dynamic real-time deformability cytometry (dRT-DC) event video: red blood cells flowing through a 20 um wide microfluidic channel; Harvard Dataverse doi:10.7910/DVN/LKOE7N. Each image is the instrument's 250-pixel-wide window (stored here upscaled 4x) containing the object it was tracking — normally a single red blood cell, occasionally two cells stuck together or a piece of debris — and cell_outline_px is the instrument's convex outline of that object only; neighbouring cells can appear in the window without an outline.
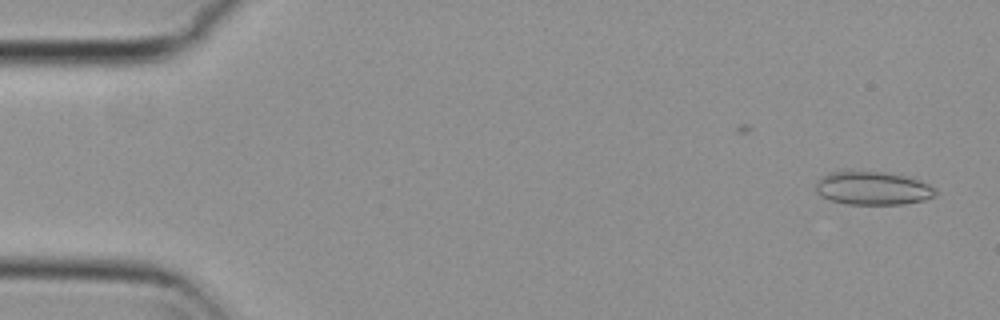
{"species": "common noctule bat (a hibernating species)", "species_latin": "Nyctalus noctula", "temperature_condition": "cold", "stored_images_in_passage": 38, "camera_frame_rate_fps": 3000, "um_per_image_px": 0.085, "animal": {"sex": "female", "body_mass_g": 29.2, "forearm_length_mm": 56.3}, "frame": {"image": 1, "passage_image": 2, "time_ms": 0.333, "image_size_px": [1000, 320], "cell_outline_px": [[936, 196], [924, 200], [904, 204], [844, 204], [820, 196], [816, 192], [816, 184], [820, 176], [840, 168], [848, 168], [884, 172], [904, 176], [928, 184], [936, 188]], "centroid_in_image_um": [74.1, 15.96], "position_along_channel_um": 10.9, "area_um2": 23.99}}
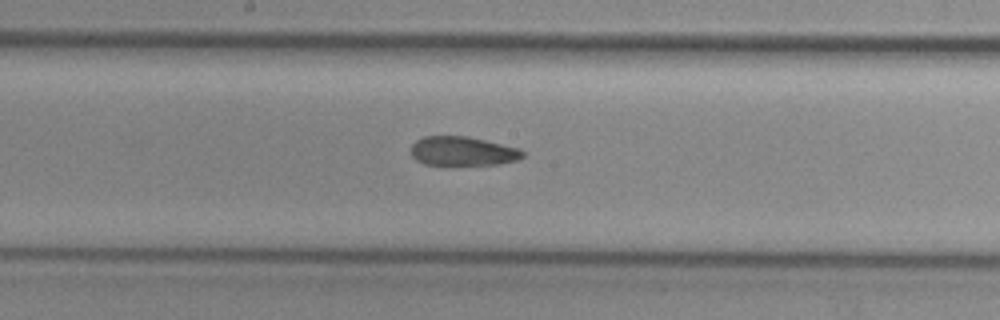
{"frame": {"image": 2, "passage_image": 28, "time_ms": 9.0, "image_size_px": [1000, 320], "cell_outline_px": [[524, 156], [516, 160], [496, 164], [448, 168], [424, 164], [416, 160], [412, 156], [412, 144], [416, 140], [424, 136], [468, 136], [520, 148], [524, 152]], "centroid_in_image_um": [39.3, 12.9], "position_along_channel_um": 208.9, "area_um2": 19.83}}
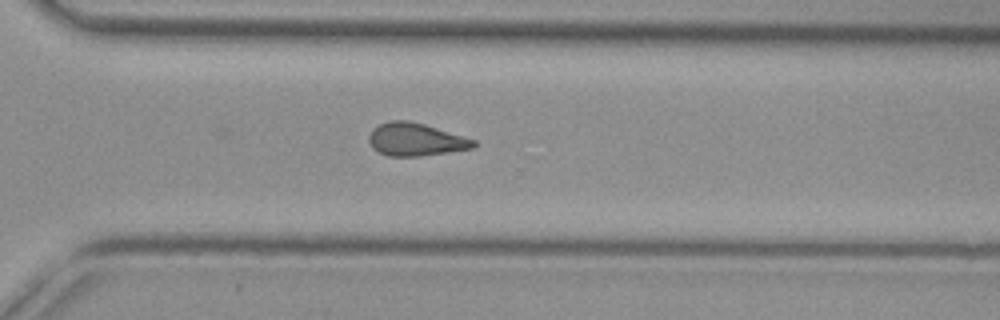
{"frame": {"image": 3, "passage_image": 38, "time_ms": 12.333, "image_size_px": [1000, 320], "cell_outline_px": [[476, 144], [472, 148], [448, 152], [420, 156], [388, 156], [372, 148], [368, 140], [368, 136], [372, 128], [380, 124], [392, 120], [408, 120], [424, 124], [476, 140]], "centroid_in_image_um": [35.3, 11.85], "position_along_channel_um": 335.3, "area_um2": 19.94}}